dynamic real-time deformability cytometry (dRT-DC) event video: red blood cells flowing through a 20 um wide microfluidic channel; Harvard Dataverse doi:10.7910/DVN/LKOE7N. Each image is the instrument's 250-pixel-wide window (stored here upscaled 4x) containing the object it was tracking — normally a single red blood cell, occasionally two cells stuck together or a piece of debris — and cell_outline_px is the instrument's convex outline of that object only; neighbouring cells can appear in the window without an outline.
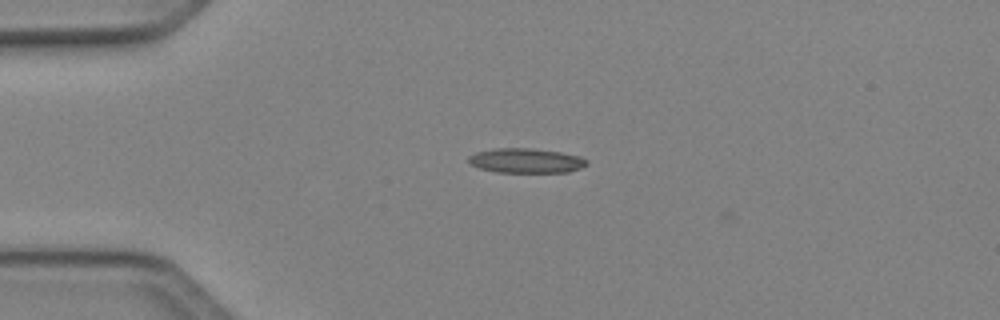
{"species": "Egyptian fruit bat (a non-hibernating species)", "species_latin": "Rousettus aegyptiacus", "temperature_condition": "cold", "stored_images_in_passage": 3, "camera_frame_rate_fps": 3000, "um_per_image_px": 0.085, "animal": {"sex": "female"}, "frame": {"image": 1, "passage_image": 1, "time_ms": 0.0, "image_size_px": [1000, 320], "cell_outline_px": [[588, 164], [580, 168], [568, 172], [496, 172], [480, 168], [472, 164], [468, 160], [468, 156], [476, 152], [496, 148], [532, 148], [560, 152], [580, 156], [588, 160]], "centroid_in_image_um": [44.73, 13.65], "position_along_channel_um": 40.3, "area_um2": 16.94}}